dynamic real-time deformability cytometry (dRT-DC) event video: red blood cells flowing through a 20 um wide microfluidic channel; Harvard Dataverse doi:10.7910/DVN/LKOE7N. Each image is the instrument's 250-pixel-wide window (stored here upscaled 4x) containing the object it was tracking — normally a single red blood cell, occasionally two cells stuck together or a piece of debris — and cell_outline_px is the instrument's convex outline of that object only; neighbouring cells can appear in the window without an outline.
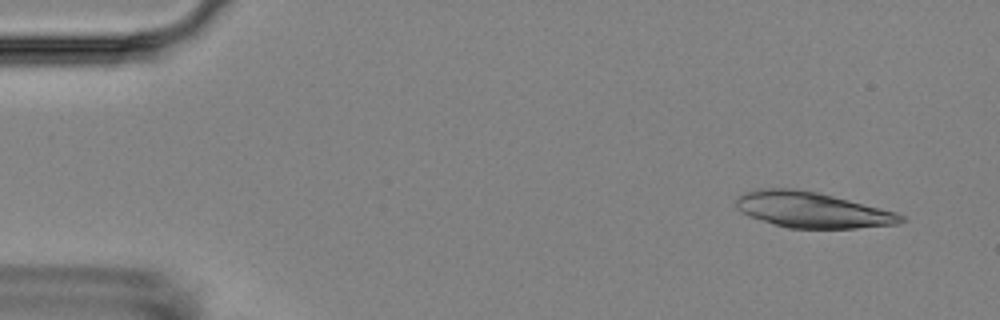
{"species": "Egyptian fruit bat (a non-hibernating species)", "species_latin": "Rousettus aegyptiacus", "temperature_condition": "room temperature", "stored_images_in_passage": 4, "camera_frame_rate_fps": 3000, "um_per_image_px": 0.085, "animal": {"sex": "female"}, "frame": {"image": 1, "passage_image": 2, "time_ms": 1.0, "image_size_px": [1000, 320], "cell_outline_px": [[908, 220], [896, 224], [856, 228], [788, 228], [748, 216], [740, 212], [736, 208], [736, 200], [744, 192], [760, 188], [792, 188], [816, 192], [896, 212], [904, 216]], "centroid_in_image_um": [69.0, 17.84], "position_along_channel_um": 16.0, "area_um2": 34.04}}